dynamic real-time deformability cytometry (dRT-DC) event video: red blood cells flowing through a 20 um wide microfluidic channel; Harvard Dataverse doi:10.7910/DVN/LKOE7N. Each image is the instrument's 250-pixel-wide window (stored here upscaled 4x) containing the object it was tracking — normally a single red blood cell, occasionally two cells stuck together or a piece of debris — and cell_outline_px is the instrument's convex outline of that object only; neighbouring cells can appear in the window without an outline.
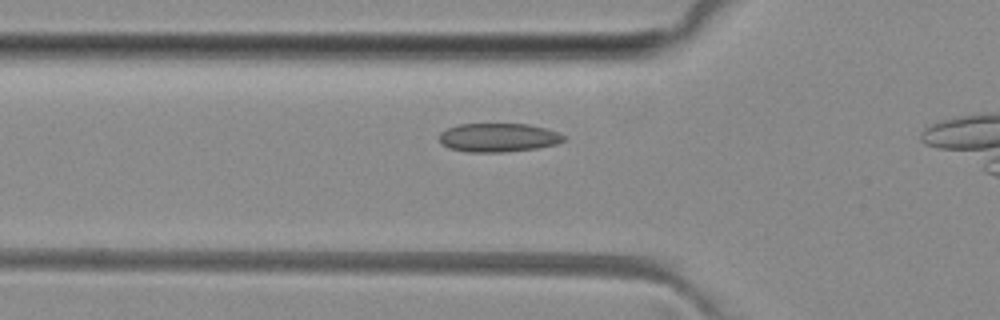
{"species": "common noctule bat (a hibernating species)", "species_latin": "Nyctalus noctula", "temperature_condition": "room temperature", "stored_images_in_passage": 19, "camera_frame_rate_fps": 3000, "um_per_image_px": 0.085, "animal": {"sex": "female", "body_mass_g": 29.2, "forearm_length_mm": 56.3}, "frame": {"image": 1, "passage_image": 11, "time_ms": 3.333, "image_size_px": [1000, 320], "cell_outline_px": [[568, 136], [564, 140], [556, 144], [536, 148], [504, 152], [468, 152], [448, 148], [440, 144], [440, 132], [448, 128], [460, 124], [528, 124], [544, 128]], "centroid_in_image_um": [42.34, 11.7], "position_along_channel_um": 83.5, "area_um2": 20.81}}
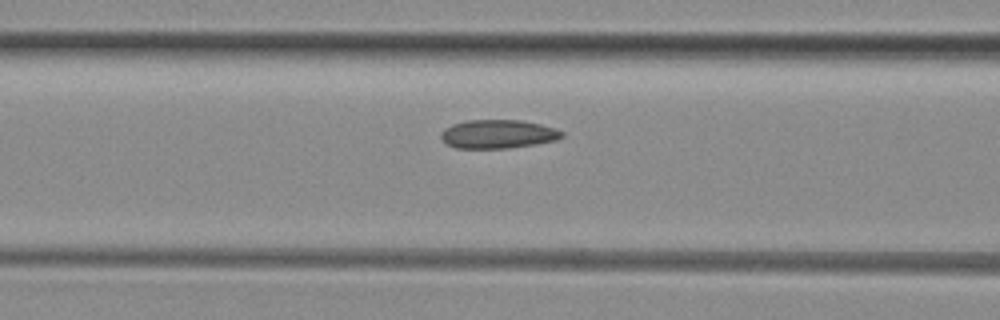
{"frame": {"image": 2, "passage_image": 14, "time_ms": 4.333, "image_size_px": [1000, 320], "cell_outline_px": [[564, 136], [556, 140], [536, 144], [508, 148], [456, 148], [448, 144], [440, 136], [440, 132], [444, 128], [452, 124], [464, 120], [520, 120], [540, 124], [556, 128], [564, 132]], "centroid_in_image_um": [42.33, 11.39], "position_along_channel_um": 124.3, "area_um2": 20.29}}